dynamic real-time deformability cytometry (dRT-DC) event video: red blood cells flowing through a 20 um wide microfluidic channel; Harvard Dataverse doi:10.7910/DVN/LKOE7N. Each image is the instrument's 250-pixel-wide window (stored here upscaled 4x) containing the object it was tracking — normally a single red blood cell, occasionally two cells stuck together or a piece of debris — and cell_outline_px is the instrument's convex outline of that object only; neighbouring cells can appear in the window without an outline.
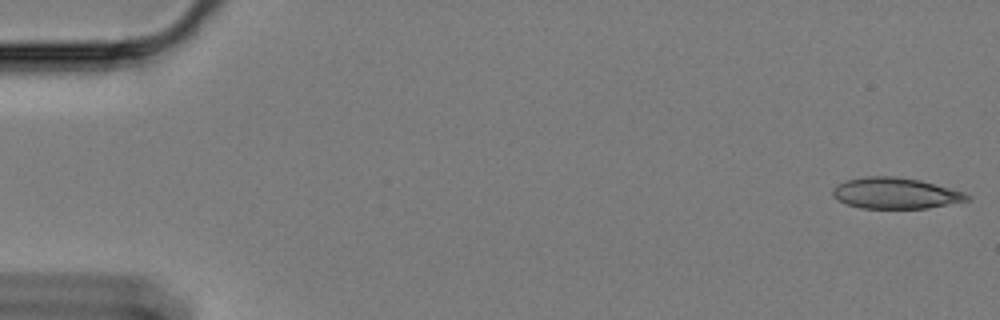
{"species": "Egyptian fruit bat (a non-hibernating species)", "species_latin": "Rousettus aegyptiacus", "temperature_condition": "cold", "stored_images_in_passage": 22, "camera_frame_rate_fps": 3000, "um_per_image_px": 0.085, "animal": {"sex": "female"}, "frame": {"image": 1, "passage_image": 1, "time_ms": 0.0, "image_size_px": [1000, 320], "cell_outline_px": [[972, 200], [928, 208], [860, 208], [848, 204], [832, 196], [832, 188], [836, 184], [844, 180], [864, 176], [896, 176], [920, 180], [964, 192], [972, 196]], "centroid_in_image_um": [76.11, 16.41], "position_along_channel_um": 8.9, "area_um2": 24.51}}
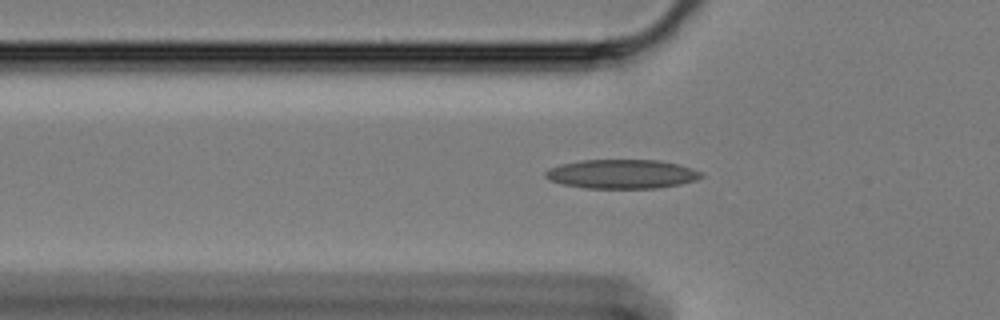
{"frame": {"image": 2, "passage_image": 19, "time_ms": 6.0, "image_size_px": [1000, 320], "cell_outline_px": [[704, 176], [696, 180], [680, 184], [656, 188], [584, 188], [560, 184], [548, 180], [544, 176], [544, 172], [548, 168], [560, 164], [580, 160], [660, 160], [680, 164], [704, 172]], "centroid_in_image_um": [52.84, 14.79], "position_along_channel_um": 73.0, "area_um2": 26.82}}